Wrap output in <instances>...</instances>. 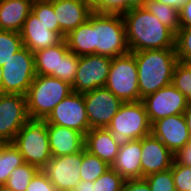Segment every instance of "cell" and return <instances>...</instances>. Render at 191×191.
I'll return each instance as SVG.
<instances>
[{
    "mask_svg": "<svg viewBox=\"0 0 191 191\" xmlns=\"http://www.w3.org/2000/svg\"><path fill=\"white\" fill-rule=\"evenodd\" d=\"M129 52L175 49V34L145 8L122 14Z\"/></svg>",
    "mask_w": 191,
    "mask_h": 191,
    "instance_id": "obj_1",
    "label": "cell"
},
{
    "mask_svg": "<svg viewBox=\"0 0 191 191\" xmlns=\"http://www.w3.org/2000/svg\"><path fill=\"white\" fill-rule=\"evenodd\" d=\"M138 71L140 98L172 83L178 62L175 49H154L133 53Z\"/></svg>",
    "mask_w": 191,
    "mask_h": 191,
    "instance_id": "obj_2",
    "label": "cell"
},
{
    "mask_svg": "<svg viewBox=\"0 0 191 191\" xmlns=\"http://www.w3.org/2000/svg\"><path fill=\"white\" fill-rule=\"evenodd\" d=\"M72 92L68 82L53 76L36 75L25 95L29 118L45 120L53 108Z\"/></svg>",
    "mask_w": 191,
    "mask_h": 191,
    "instance_id": "obj_3",
    "label": "cell"
},
{
    "mask_svg": "<svg viewBox=\"0 0 191 191\" xmlns=\"http://www.w3.org/2000/svg\"><path fill=\"white\" fill-rule=\"evenodd\" d=\"M93 38L94 54L114 58L129 52L121 14L93 11Z\"/></svg>",
    "mask_w": 191,
    "mask_h": 191,
    "instance_id": "obj_4",
    "label": "cell"
},
{
    "mask_svg": "<svg viewBox=\"0 0 191 191\" xmlns=\"http://www.w3.org/2000/svg\"><path fill=\"white\" fill-rule=\"evenodd\" d=\"M107 129L119 147L151 134V124L143 102H123Z\"/></svg>",
    "mask_w": 191,
    "mask_h": 191,
    "instance_id": "obj_5",
    "label": "cell"
},
{
    "mask_svg": "<svg viewBox=\"0 0 191 191\" xmlns=\"http://www.w3.org/2000/svg\"><path fill=\"white\" fill-rule=\"evenodd\" d=\"M12 143L21 153L24 163L34 165L40 170L52 158L45 120L29 119Z\"/></svg>",
    "mask_w": 191,
    "mask_h": 191,
    "instance_id": "obj_6",
    "label": "cell"
},
{
    "mask_svg": "<svg viewBox=\"0 0 191 191\" xmlns=\"http://www.w3.org/2000/svg\"><path fill=\"white\" fill-rule=\"evenodd\" d=\"M105 87L123 102L141 101L138 71L132 52L112 58Z\"/></svg>",
    "mask_w": 191,
    "mask_h": 191,
    "instance_id": "obj_7",
    "label": "cell"
},
{
    "mask_svg": "<svg viewBox=\"0 0 191 191\" xmlns=\"http://www.w3.org/2000/svg\"><path fill=\"white\" fill-rule=\"evenodd\" d=\"M1 68L3 94L26 95L36 76L34 53L23 46Z\"/></svg>",
    "mask_w": 191,
    "mask_h": 191,
    "instance_id": "obj_8",
    "label": "cell"
},
{
    "mask_svg": "<svg viewBox=\"0 0 191 191\" xmlns=\"http://www.w3.org/2000/svg\"><path fill=\"white\" fill-rule=\"evenodd\" d=\"M112 58L91 54L79 56L78 69L73 82L72 91L80 94L105 87Z\"/></svg>",
    "mask_w": 191,
    "mask_h": 191,
    "instance_id": "obj_9",
    "label": "cell"
},
{
    "mask_svg": "<svg viewBox=\"0 0 191 191\" xmlns=\"http://www.w3.org/2000/svg\"><path fill=\"white\" fill-rule=\"evenodd\" d=\"M47 124L77 130L85 135L91 128L83 94L72 92L60 101L45 119Z\"/></svg>",
    "mask_w": 191,
    "mask_h": 191,
    "instance_id": "obj_10",
    "label": "cell"
},
{
    "mask_svg": "<svg viewBox=\"0 0 191 191\" xmlns=\"http://www.w3.org/2000/svg\"><path fill=\"white\" fill-rule=\"evenodd\" d=\"M83 96L91 129L107 128L123 104V101L106 87L83 93Z\"/></svg>",
    "mask_w": 191,
    "mask_h": 191,
    "instance_id": "obj_11",
    "label": "cell"
},
{
    "mask_svg": "<svg viewBox=\"0 0 191 191\" xmlns=\"http://www.w3.org/2000/svg\"><path fill=\"white\" fill-rule=\"evenodd\" d=\"M26 96L20 94L0 95V140L13 142L18 131L29 120Z\"/></svg>",
    "mask_w": 191,
    "mask_h": 191,
    "instance_id": "obj_12",
    "label": "cell"
},
{
    "mask_svg": "<svg viewBox=\"0 0 191 191\" xmlns=\"http://www.w3.org/2000/svg\"><path fill=\"white\" fill-rule=\"evenodd\" d=\"M141 101L150 124L171 115L183 114L188 103L186 97L172 84L145 96Z\"/></svg>",
    "mask_w": 191,
    "mask_h": 191,
    "instance_id": "obj_13",
    "label": "cell"
},
{
    "mask_svg": "<svg viewBox=\"0 0 191 191\" xmlns=\"http://www.w3.org/2000/svg\"><path fill=\"white\" fill-rule=\"evenodd\" d=\"M82 150L65 156H52L41 169L57 191H72L81 181Z\"/></svg>",
    "mask_w": 191,
    "mask_h": 191,
    "instance_id": "obj_14",
    "label": "cell"
},
{
    "mask_svg": "<svg viewBox=\"0 0 191 191\" xmlns=\"http://www.w3.org/2000/svg\"><path fill=\"white\" fill-rule=\"evenodd\" d=\"M151 134L174 155L191 140L184 114L171 115L153 122Z\"/></svg>",
    "mask_w": 191,
    "mask_h": 191,
    "instance_id": "obj_15",
    "label": "cell"
},
{
    "mask_svg": "<svg viewBox=\"0 0 191 191\" xmlns=\"http://www.w3.org/2000/svg\"><path fill=\"white\" fill-rule=\"evenodd\" d=\"M142 178L171 168L174 154L155 136L149 134L141 139Z\"/></svg>",
    "mask_w": 191,
    "mask_h": 191,
    "instance_id": "obj_16",
    "label": "cell"
},
{
    "mask_svg": "<svg viewBox=\"0 0 191 191\" xmlns=\"http://www.w3.org/2000/svg\"><path fill=\"white\" fill-rule=\"evenodd\" d=\"M53 9L63 39L70 31L85 23L93 13L83 0H56L53 1Z\"/></svg>",
    "mask_w": 191,
    "mask_h": 191,
    "instance_id": "obj_17",
    "label": "cell"
},
{
    "mask_svg": "<svg viewBox=\"0 0 191 191\" xmlns=\"http://www.w3.org/2000/svg\"><path fill=\"white\" fill-rule=\"evenodd\" d=\"M20 34L23 46L32 53L54 46L63 40L57 32L50 31L33 12L26 18Z\"/></svg>",
    "mask_w": 191,
    "mask_h": 191,
    "instance_id": "obj_18",
    "label": "cell"
},
{
    "mask_svg": "<svg viewBox=\"0 0 191 191\" xmlns=\"http://www.w3.org/2000/svg\"><path fill=\"white\" fill-rule=\"evenodd\" d=\"M49 147L52 156H65L84 148V135L73 129L47 124Z\"/></svg>",
    "mask_w": 191,
    "mask_h": 191,
    "instance_id": "obj_19",
    "label": "cell"
},
{
    "mask_svg": "<svg viewBox=\"0 0 191 191\" xmlns=\"http://www.w3.org/2000/svg\"><path fill=\"white\" fill-rule=\"evenodd\" d=\"M141 139L130 140L119 148L111 168L125 180L142 179Z\"/></svg>",
    "mask_w": 191,
    "mask_h": 191,
    "instance_id": "obj_20",
    "label": "cell"
},
{
    "mask_svg": "<svg viewBox=\"0 0 191 191\" xmlns=\"http://www.w3.org/2000/svg\"><path fill=\"white\" fill-rule=\"evenodd\" d=\"M119 148L112 133L107 128L90 129L84 135V149L110 166L114 162Z\"/></svg>",
    "mask_w": 191,
    "mask_h": 191,
    "instance_id": "obj_21",
    "label": "cell"
},
{
    "mask_svg": "<svg viewBox=\"0 0 191 191\" xmlns=\"http://www.w3.org/2000/svg\"><path fill=\"white\" fill-rule=\"evenodd\" d=\"M34 0L0 1V30L21 32Z\"/></svg>",
    "mask_w": 191,
    "mask_h": 191,
    "instance_id": "obj_22",
    "label": "cell"
},
{
    "mask_svg": "<svg viewBox=\"0 0 191 191\" xmlns=\"http://www.w3.org/2000/svg\"><path fill=\"white\" fill-rule=\"evenodd\" d=\"M65 39L60 43L34 53L36 75L53 76L59 79L60 59L68 51Z\"/></svg>",
    "mask_w": 191,
    "mask_h": 191,
    "instance_id": "obj_23",
    "label": "cell"
},
{
    "mask_svg": "<svg viewBox=\"0 0 191 191\" xmlns=\"http://www.w3.org/2000/svg\"><path fill=\"white\" fill-rule=\"evenodd\" d=\"M68 49L77 56L94 54L93 13L89 19L65 36Z\"/></svg>",
    "mask_w": 191,
    "mask_h": 191,
    "instance_id": "obj_24",
    "label": "cell"
},
{
    "mask_svg": "<svg viewBox=\"0 0 191 191\" xmlns=\"http://www.w3.org/2000/svg\"><path fill=\"white\" fill-rule=\"evenodd\" d=\"M24 163L23 157L12 142H6L0 150V185L6 184L15 168Z\"/></svg>",
    "mask_w": 191,
    "mask_h": 191,
    "instance_id": "obj_25",
    "label": "cell"
},
{
    "mask_svg": "<svg viewBox=\"0 0 191 191\" xmlns=\"http://www.w3.org/2000/svg\"><path fill=\"white\" fill-rule=\"evenodd\" d=\"M143 8L157 17V19L174 34H176L180 28L179 11L175 8L154 0H148Z\"/></svg>",
    "mask_w": 191,
    "mask_h": 191,
    "instance_id": "obj_26",
    "label": "cell"
},
{
    "mask_svg": "<svg viewBox=\"0 0 191 191\" xmlns=\"http://www.w3.org/2000/svg\"><path fill=\"white\" fill-rule=\"evenodd\" d=\"M109 168L110 165L105 161L89 153L84 148L82 149V164L80 166L81 180L94 182Z\"/></svg>",
    "mask_w": 191,
    "mask_h": 191,
    "instance_id": "obj_27",
    "label": "cell"
},
{
    "mask_svg": "<svg viewBox=\"0 0 191 191\" xmlns=\"http://www.w3.org/2000/svg\"><path fill=\"white\" fill-rule=\"evenodd\" d=\"M39 170L34 165L23 163L10 174L6 185L13 191H26L30 181Z\"/></svg>",
    "mask_w": 191,
    "mask_h": 191,
    "instance_id": "obj_28",
    "label": "cell"
},
{
    "mask_svg": "<svg viewBox=\"0 0 191 191\" xmlns=\"http://www.w3.org/2000/svg\"><path fill=\"white\" fill-rule=\"evenodd\" d=\"M22 47L19 32L0 30V66H3Z\"/></svg>",
    "mask_w": 191,
    "mask_h": 191,
    "instance_id": "obj_29",
    "label": "cell"
},
{
    "mask_svg": "<svg viewBox=\"0 0 191 191\" xmlns=\"http://www.w3.org/2000/svg\"><path fill=\"white\" fill-rule=\"evenodd\" d=\"M191 102V64L178 61L173 72L172 83Z\"/></svg>",
    "mask_w": 191,
    "mask_h": 191,
    "instance_id": "obj_30",
    "label": "cell"
},
{
    "mask_svg": "<svg viewBox=\"0 0 191 191\" xmlns=\"http://www.w3.org/2000/svg\"><path fill=\"white\" fill-rule=\"evenodd\" d=\"M32 12L34 15L52 32H57L61 36L57 16L53 9V2L33 1Z\"/></svg>",
    "mask_w": 191,
    "mask_h": 191,
    "instance_id": "obj_31",
    "label": "cell"
},
{
    "mask_svg": "<svg viewBox=\"0 0 191 191\" xmlns=\"http://www.w3.org/2000/svg\"><path fill=\"white\" fill-rule=\"evenodd\" d=\"M175 52L178 61L191 64V26L179 28L176 32Z\"/></svg>",
    "mask_w": 191,
    "mask_h": 191,
    "instance_id": "obj_32",
    "label": "cell"
},
{
    "mask_svg": "<svg viewBox=\"0 0 191 191\" xmlns=\"http://www.w3.org/2000/svg\"><path fill=\"white\" fill-rule=\"evenodd\" d=\"M125 179L111 167L94 181L95 191H122Z\"/></svg>",
    "mask_w": 191,
    "mask_h": 191,
    "instance_id": "obj_33",
    "label": "cell"
},
{
    "mask_svg": "<svg viewBox=\"0 0 191 191\" xmlns=\"http://www.w3.org/2000/svg\"><path fill=\"white\" fill-rule=\"evenodd\" d=\"M144 179L150 186L151 191H176L171 168L152 173Z\"/></svg>",
    "mask_w": 191,
    "mask_h": 191,
    "instance_id": "obj_34",
    "label": "cell"
},
{
    "mask_svg": "<svg viewBox=\"0 0 191 191\" xmlns=\"http://www.w3.org/2000/svg\"><path fill=\"white\" fill-rule=\"evenodd\" d=\"M79 56L68 50L60 59L59 79L73 84L78 69Z\"/></svg>",
    "mask_w": 191,
    "mask_h": 191,
    "instance_id": "obj_35",
    "label": "cell"
},
{
    "mask_svg": "<svg viewBox=\"0 0 191 191\" xmlns=\"http://www.w3.org/2000/svg\"><path fill=\"white\" fill-rule=\"evenodd\" d=\"M176 191H190L191 166L177 163L175 160L171 166Z\"/></svg>",
    "mask_w": 191,
    "mask_h": 191,
    "instance_id": "obj_36",
    "label": "cell"
},
{
    "mask_svg": "<svg viewBox=\"0 0 191 191\" xmlns=\"http://www.w3.org/2000/svg\"><path fill=\"white\" fill-rule=\"evenodd\" d=\"M26 191H57L46 174L39 170L30 181Z\"/></svg>",
    "mask_w": 191,
    "mask_h": 191,
    "instance_id": "obj_37",
    "label": "cell"
},
{
    "mask_svg": "<svg viewBox=\"0 0 191 191\" xmlns=\"http://www.w3.org/2000/svg\"><path fill=\"white\" fill-rule=\"evenodd\" d=\"M94 11L122 15L127 12V0H104Z\"/></svg>",
    "mask_w": 191,
    "mask_h": 191,
    "instance_id": "obj_38",
    "label": "cell"
},
{
    "mask_svg": "<svg viewBox=\"0 0 191 191\" xmlns=\"http://www.w3.org/2000/svg\"><path fill=\"white\" fill-rule=\"evenodd\" d=\"M122 191H151V189L144 178L127 179L123 183Z\"/></svg>",
    "mask_w": 191,
    "mask_h": 191,
    "instance_id": "obj_39",
    "label": "cell"
},
{
    "mask_svg": "<svg viewBox=\"0 0 191 191\" xmlns=\"http://www.w3.org/2000/svg\"><path fill=\"white\" fill-rule=\"evenodd\" d=\"M174 160L179 164L191 166V140L174 155Z\"/></svg>",
    "mask_w": 191,
    "mask_h": 191,
    "instance_id": "obj_40",
    "label": "cell"
},
{
    "mask_svg": "<svg viewBox=\"0 0 191 191\" xmlns=\"http://www.w3.org/2000/svg\"><path fill=\"white\" fill-rule=\"evenodd\" d=\"M179 22L180 28L191 26V0H188L187 3L180 9Z\"/></svg>",
    "mask_w": 191,
    "mask_h": 191,
    "instance_id": "obj_41",
    "label": "cell"
},
{
    "mask_svg": "<svg viewBox=\"0 0 191 191\" xmlns=\"http://www.w3.org/2000/svg\"><path fill=\"white\" fill-rule=\"evenodd\" d=\"M154 1L163 3L180 11V9L187 3L188 0H154Z\"/></svg>",
    "mask_w": 191,
    "mask_h": 191,
    "instance_id": "obj_42",
    "label": "cell"
},
{
    "mask_svg": "<svg viewBox=\"0 0 191 191\" xmlns=\"http://www.w3.org/2000/svg\"><path fill=\"white\" fill-rule=\"evenodd\" d=\"M72 191H95L94 182L81 180Z\"/></svg>",
    "mask_w": 191,
    "mask_h": 191,
    "instance_id": "obj_43",
    "label": "cell"
},
{
    "mask_svg": "<svg viewBox=\"0 0 191 191\" xmlns=\"http://www.w3.org/2000/svg\"><path fill=\"white\" fill-rule=\"evenodd\" d=\"M184 116L187 123V128L189 130L190 138H191V102L187 103V106L184 110Z\"/></svg>",
    "mask_w": 191,
    "mask_h": 191,
    "instance_id": "obj_44",
    "label": "cell"
},
{
    "mask_svg": "<svg viewBox=\"0 0 191 191\" xmlns=\"http://www.w3.org/2000/svg\"><path fill=\"white\" fill-rule=\"evenodd\" d=\"M148 0H127V12L133 8L144 7Z\"/></svg>",
    "mask_w": 191,
    "mask_h": 191,
    "instance_id": "obj_45",
    "label": "cell"
},
{
    "mask_svg": "<svg viewBox=\"0 0 191 191\" xmlns=\"http://www.w3.org/2000/svg\"><path fill=\"white\" fill-rule=\"evenodd\" d=\"M94 11L104 0H83Z\"/></svg>",
    "mask_w": 191,
    "mask_h": 191,
    "instance_id": "obj_46",
    "label": "cell"
},
{
    "mask_svg": "<svg viewBox=\"0 0 191 191\" xmlns=\"http://www.w3.org/2000/svg\"><path fill=\"white\" fill-rule=\"evenodd\" d=\"M2 76H3V71H2V68L0 66V95L3 94Z\"/></svg>",
    "mask_w": 191,
    "mask_h": 191,
    "instance_id": "obj_47",
    "label": "cell"
},
{
    "mask_svg": "<svg viewBox=\"0 0 191 191\" xmlns=\"http://www.w3.org/2000/svg\"><path fill=\"white\" fill-rule=\"evenodd\" d=\"M0 191H13L6 184L0 185Z\"/></svg>",
    "mask_w": 191,
    "mask_h": 191,
    "instance_id": "obj_48",
    "label": "cell"
},
{
    "mask_svg": "<svg viewBox=\"0 0 191 191\" xmlns=\"http://www.w3.org/2000/svg\"><path fill=\"white\" fill-rule=\"evenodd\" d=\"M34 1H39V2H53V1H56V0H34Z\"/></svg>",
    "mask_w": 191,
    "mask_h": 191,
    "instance_id": "obj_49",
    "label": "cell"
},
{
    "mask_svg": "<svg viewBox=\"0 0 191 191\" xmlns=\"http://www.w3.org/2000/svg\"><path fill=\"white\" fill-rule=\"evenodd\" d=\"M4 143H5V142H3V141L0 140V150H1L2 145H3Z\"/></svg>",
    "mask_w": 191,
    "mask_h": 191,
    "instance_id": "obj_50",
    "label": "cell"
}]
</instances>
